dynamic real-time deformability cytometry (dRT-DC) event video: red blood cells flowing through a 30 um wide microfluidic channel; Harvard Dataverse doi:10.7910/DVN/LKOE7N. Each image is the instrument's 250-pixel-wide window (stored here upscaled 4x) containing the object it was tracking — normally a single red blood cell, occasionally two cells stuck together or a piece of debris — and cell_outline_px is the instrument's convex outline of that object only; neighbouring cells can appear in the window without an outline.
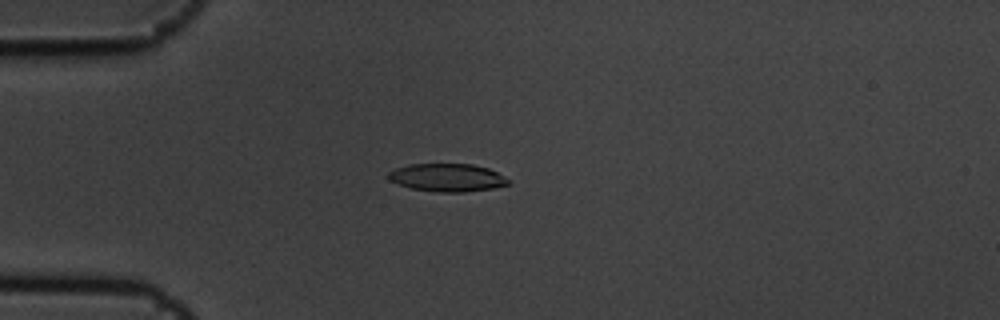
{"species": "common noctule bat (a hibernating species)", "species_latin": "Nyctalus noctula", "temperature_condition": "cold", "stored_images_in_passage": 10, "camera_frame_rate_fps": 3000, "um_per_image_px": 0.085, "animal": {"sex": "male", "body_mass_g": 19.5, "forearm_length_mm": 54.6}, "frame": {"image": 1, "passage_image": 5, "time_ms": 1.333, "image_size_px": [1000, 320], "cell_outline_px": [[512, 180], [508, 184], [492, 188], [464, 192], [440, 192], [412, 188], [388, 180], [388, 172], [396, 168], [408, 164], [472, 164], [488, 168]], "centroid_in_image_um": [38.02, 15.08], "position_along_channel_um": 47.0, "area_um2": 19.42}}
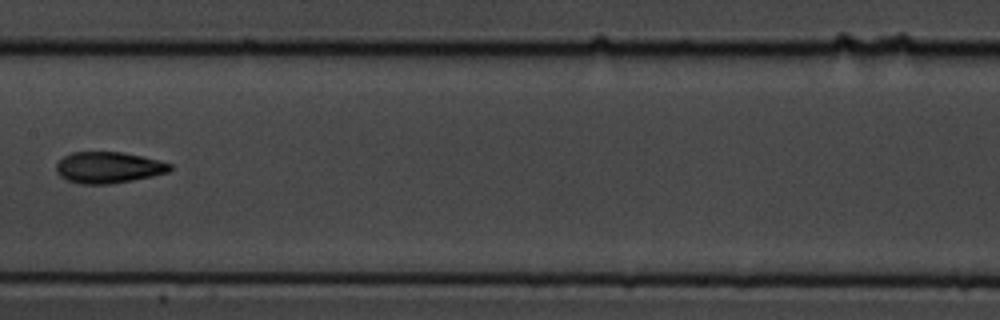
{"frame": {"image": 2, "passage_image": 9, "time_ms": 2.667, "image_size_px": [1000, 320], "cell_outline_px": [[172, 168], [168, 172], [152, 176], [132, 180], [108, 184], [80, 184], [68, 180], [60, 176], [56, 172], [56, 164], [64, 156], [72, 152], [124, 152], [144, 156], [172, 164]], "centroid_in_image_um": [9.22, 14.23], "position_along_channel_um": 198.2, "area_um2": 20.75}}
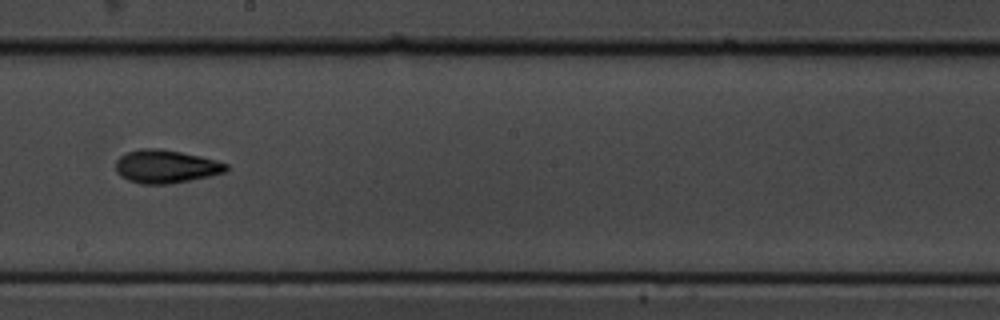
{"frame": {"image": 3, "passage_image": 10, "time_ms": 3.0, "image_size_px": [1000, 320], "cell_outline_px": [[228, 168], [224, 172], [208, 176], [168, 184], [140, 184], [128, 180], [120, 176], [116, 172], [116, 160], [120, 156], [128, 152], [140, 148], [160, 148], [200, 156], [216, 160], [228, 164]], "centroid_in_image_um": [14.06, 14.15], "position_along_channel_um": 234.1, "area_um2": 21.27}}